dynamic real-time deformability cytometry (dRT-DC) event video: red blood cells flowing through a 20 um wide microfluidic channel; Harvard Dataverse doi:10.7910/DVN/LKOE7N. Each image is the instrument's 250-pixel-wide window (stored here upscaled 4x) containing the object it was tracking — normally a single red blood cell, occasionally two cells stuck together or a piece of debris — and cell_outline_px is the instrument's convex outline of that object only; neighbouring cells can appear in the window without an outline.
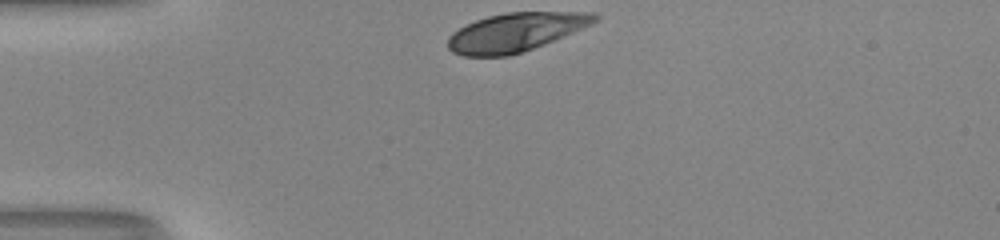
{"species": "human", "species_latin": "Homo sapiens", "temperature_condition": "room temperature", "stored_images_in_passage": 30, "camera_frame_rate_fps": 3000, "um_per_image_px": 0.085, "donor": {"sex": "male"}, "frame": {"image": 1, "passage_image": 1, "time_ms": 0.0, "image_size_px": [1000, 240], "cell_outline_px": [[600, 16], [592, 24], [544, 44], [508, 56], [464, 56], [452, 52], [448, 48], [448, 36], [452, 32], [476, 20], [488, 16], [508, 12], [596, 12]], "centroid_in_image_um": [43.82, 2.73], "position_along_channel_um": 41.2, "area_um2": 32.77}}
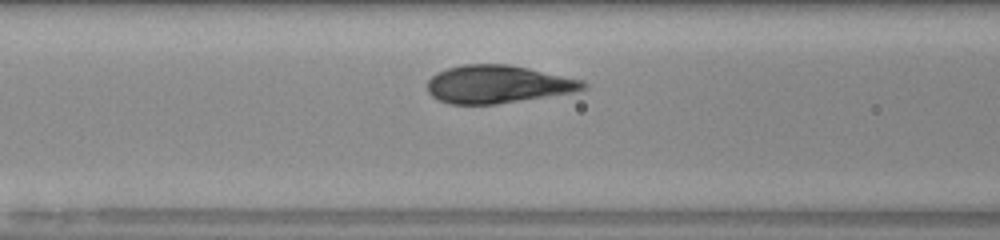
{"frame": {"image": 2, "passage_image": 10, "time_ms": 3.0, "image_size_px": [1000, 240], "cell_outline_px": [[588, 88], [576, 92], [496, 104], [448, 104], [432, 96], [428, 92], [428, 80], [436, 72], [448, 68], [464, 64], [508, 64], [528, 68], [584, 80], [588, 84]], "centroid_in_image_um": [42.34, 7.16], "position_along_channel_um": 124.3, "area_um2": 34.51}}
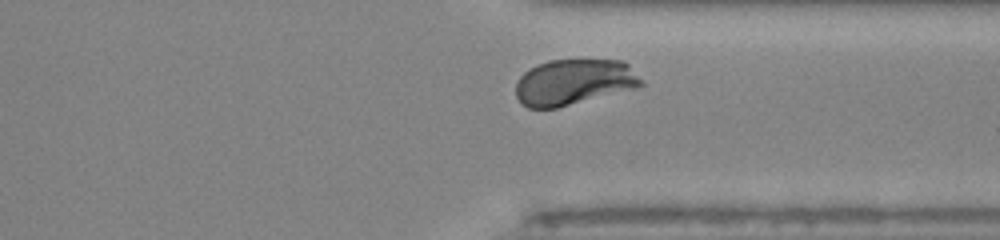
{"frame": {"image": 3, "passage_image": 28, "time_ms": 9.0, "image_size_px": [1000, 240], "cell_outline_px": [[644, 84], [640, 88], [556, 108], [528, 108], [520, 104], [516, 96], [516, 84], [520, 76], [528, 68], [536, 64], [548, 60], [624, 60], [644, 80]], "centroid_in_image_um": [48.81, 6.98], "position_along_channel_um": 362.6, "area_um2": 34.1}, "authors_computed_cell_mechanics": {"area_um2": 34.5066, "velocity_mm_per_s": 3.965, "shape_relaxation_time_tau1_ms": 2.2179, "shape_relaxation_time_tau2_ms": null, "deformation_change_tau1": 0.1506, "deformation_change_tau2": null}}